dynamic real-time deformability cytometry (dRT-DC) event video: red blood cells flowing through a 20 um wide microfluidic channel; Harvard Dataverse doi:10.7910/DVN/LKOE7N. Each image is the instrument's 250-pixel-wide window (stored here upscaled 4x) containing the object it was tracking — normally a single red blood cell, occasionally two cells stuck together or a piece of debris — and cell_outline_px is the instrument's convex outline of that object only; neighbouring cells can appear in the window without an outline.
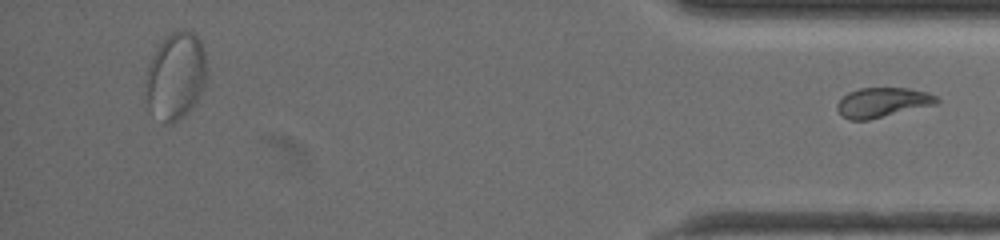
{"species": "common noctule bat (a hibernating species)", "species_latin": "Nyctalus noctula", "temperature_condition": "warm", "stored_images_in_passage": 55, "segment_of_instrument_passage": [2, 2], "camera_frame_rate_fps": 3000, "um_per_image_px": 0.085, "animal": {"sex": "female", "body_mass_g": 19.5, "forearm_length_mm": 54.1}, "frame": {"image": 1, "passage_image": 55, "time_ms": 18.0, "image_size_px": [1000, 240], "cell_outline_px": [[940, 100], [936, 104], [868, 120], [848, 120], [836, 108], [836, 104], [848, 92], [860, 88], [908, 88], [928, 92], [936, 96]], "centroid_in_image_um": [75.02, 8.7], "position_along_channel_um": 360.2, "area_um2": 17.11}}